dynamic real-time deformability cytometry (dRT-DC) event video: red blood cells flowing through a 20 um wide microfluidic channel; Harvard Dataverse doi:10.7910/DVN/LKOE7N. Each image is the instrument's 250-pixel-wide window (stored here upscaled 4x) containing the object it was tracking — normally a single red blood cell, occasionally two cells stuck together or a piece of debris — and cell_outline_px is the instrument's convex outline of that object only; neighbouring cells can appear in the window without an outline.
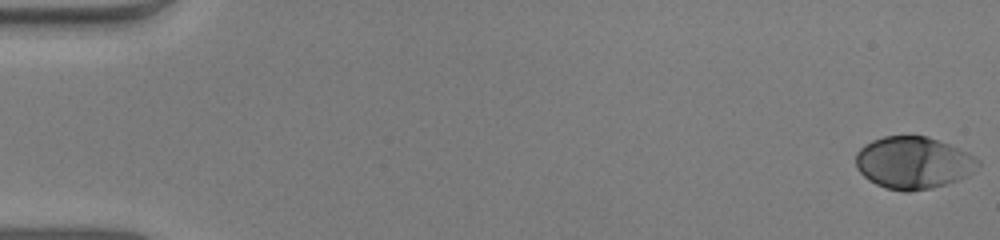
{"species": "human", "species_latin": "Homo sapiens", "temperature_condition": "warm", "stored_images_in_passage": 52, "camera_frame_rate_fps": 3000, "um_per_image_px": 0.085, "donor": {"sex": "male"}, "frame": {"image": 1, "passage_image": 1, "time_ms": 0.0, "image_size_px": [1000, 240], "cell_outline_px": [[980, 164], [968, 176], [932, 188], [908, 192], [904, 192], [884, 188], [868, 180], [856, 168], [856, 152], [864, 144], [872, 140], [884, 136], [928, 136], [948, 144], [980, 160]], "centroid_in_image_um": [77.58, 13.84], "position_along_channel_um": 7.4, "area_um2": 37.05}}
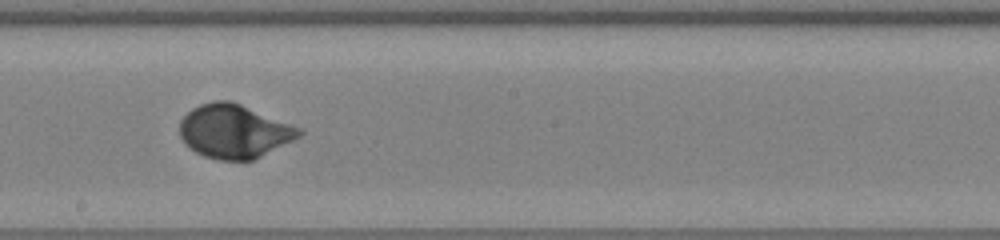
{"frame": {"image": 2, "passage_image": 30, "time_ms": 9.667, "image_size_px": [1000, 240], "cell_outline_px": [[304, 132], [300, 136], [252, 160], [216, 160], [204, 156], [196, 152], [184, 144], [180, 136], [180, 120], [192, 108], [200, 104], [212, 100], [228, 100], [240, 104], [304, 128]], "centroid_in_image_um": [19.89, 11.15], "position_along_channel_um": 228.3, "area_um2": 37.4}}
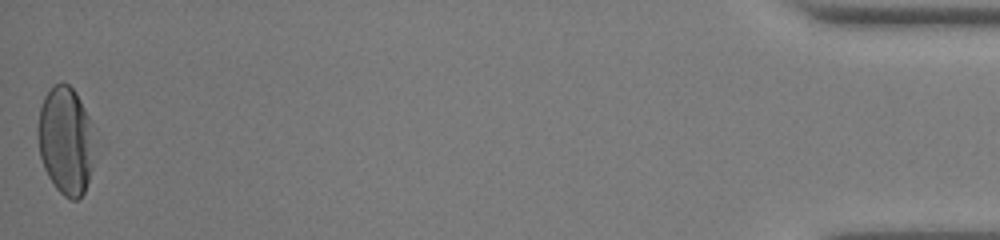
{"frame": {"image": 3, "passage_image": 52, "time_ms": 17.0, "image_size_px": [1000, 240], "cell_outline_px": [[92, 124], [88, 180], [84, 192], [76, 200], [72, 200], [64, 196], [56, 188], [48, 176], [44, 168], [40, 156], [36, 128], [40, 108], [44, 96], [52, 84], [68, 84], [76, 92]], "centroid_in_image_um": [5.51, 11.91], "position_along_channel_um": 429.7, "area_um2": 34.85}, "authors_computed_cell_mechanics": {"area_um2": 36.3851, "velocity_mm_per_s": 4.0158, "shape_relaxation_time_tau1_ms": 2.6268, "shape_relaxation_time_tau2_ms": null, "deformation_change_tau1": 0.1884, "deformation_change_tau2": null}}